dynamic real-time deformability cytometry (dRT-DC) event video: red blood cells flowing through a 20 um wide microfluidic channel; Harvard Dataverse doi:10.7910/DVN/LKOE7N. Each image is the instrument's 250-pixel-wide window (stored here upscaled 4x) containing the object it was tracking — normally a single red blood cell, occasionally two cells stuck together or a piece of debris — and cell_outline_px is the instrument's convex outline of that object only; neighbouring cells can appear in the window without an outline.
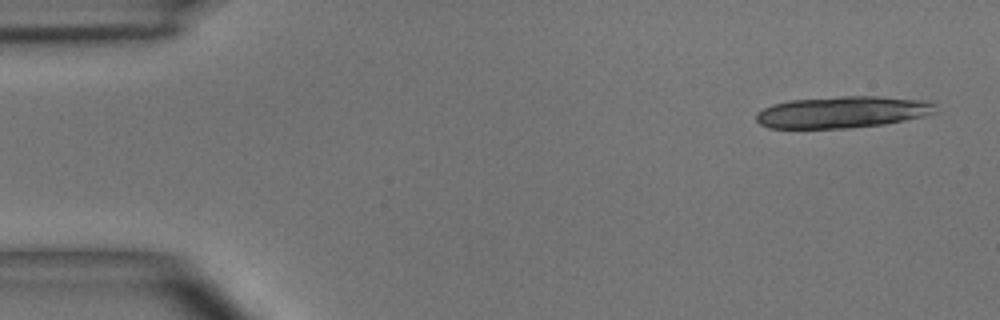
{"species": "common noctule bat (a hibernating species)", "species_latin": "Nyctalus noctula", "temperature_condition": "room temperature", "stored_images_in_passage": 9, "camera_frame_rate_fps": 3000, "um_per_image_px": 0.085, "animal": {"sex": "male", "body_mass_g": 15.6}, "frame": {"image": 1, "passage_image": 1, "time_ms": 0.0, "image_size_px": [1000, 320], "cell_outline_px": [[936, 112], [924, 116], [884, 124], [848, 128], [768, 128], [760, 124], [756, 120], [756, 112], [772, 104], [788, 100], [840, 96], [876, 96], [928, 100], [936, 104]], "centroid_in_image_um": [71.61, 9.52], "position_along_channel_um": 13.4, "area_um2": 33.35}}
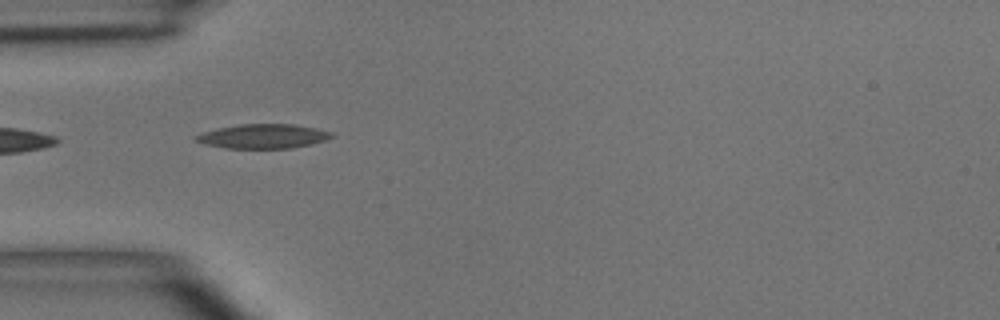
{"frame": {"image": 2, "passage_image": 4, "time_ms": 4.333, "image_size_px": [1000, 320], "cell_outline_px": [[336, 136], [312, 144], [292, 148], [224, 148], [204, 144], [196, 140], [192, 136], [204, 132], [220, 128], [240, 124], [292, 124], [316, 128], [332, 132]], "centroid_in_image_um": [22.38, 11.58], "position_along_channel_um": 62.6, "area_um2": 19.19}}